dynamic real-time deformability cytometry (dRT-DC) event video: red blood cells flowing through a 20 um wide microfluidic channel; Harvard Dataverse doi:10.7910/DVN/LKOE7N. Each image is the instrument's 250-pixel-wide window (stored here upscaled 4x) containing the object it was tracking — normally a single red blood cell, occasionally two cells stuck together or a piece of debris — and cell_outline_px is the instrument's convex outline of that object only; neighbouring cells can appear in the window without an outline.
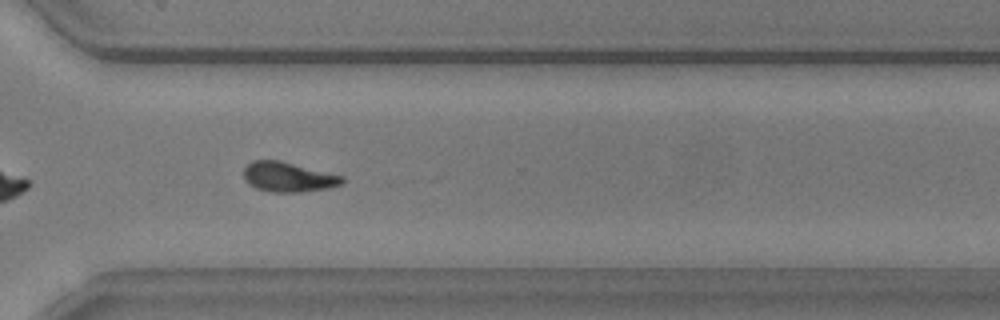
{"species": "common noctule bat (a hibernating species)", "species_latin": "Nyctalus noctula", "temperature_condition": "warm", "stored_images_in_passage": 39, "camera_frame_rate_fps": 3000, "um_per_image_px": 0.085, "animal": {"sex": "male", "body_mass_g": 20.5, "forearm_length_mm": 52.5}, "frame": {"image": 1, "passage_image": 27, "time_ms": 8.667, "image_size_px": [1000, 320], "cell_outline_px": [[344, 180], [340, 184], [328, 188], [300, 192], [272, 192], [256, 188], [248, 184], [244, 180], [244, 168], [252, 160], [280, 160], [344, 176]], "centroid_in_image_um": [24.47, 15.04], "position_along_channel_um": 346.1, "area_um2": 17.11}, "authors_computed_cell_mechanics": {"area_um2": 17.1666, "velocity_mm_per_s": 3.6046, "shape_relaxation_time_tau1_ms": 3.8083, "shape_relaxation_time_tau2_ms": 8.9974, "deformation_change_tau1": 0.1439, "deformation_change_tau2": 0.1686}}